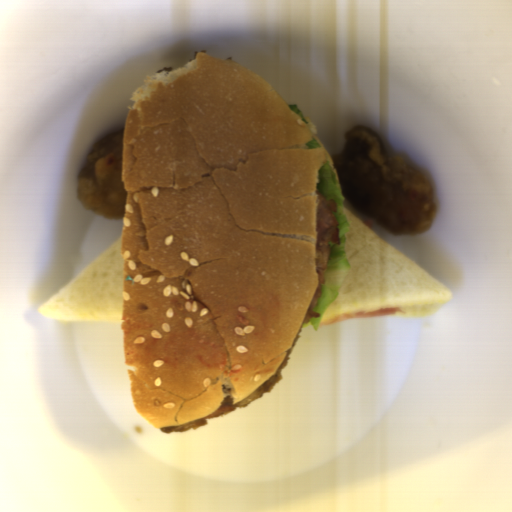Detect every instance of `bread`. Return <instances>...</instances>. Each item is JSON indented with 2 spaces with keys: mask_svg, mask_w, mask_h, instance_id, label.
Masks as SVG:
<instances>
[{
  "mask_svg": "<svg viewBox=\"0 0 512 512\" xmlns=\"http://www.w3.org/2000/svg\"><path fill=\"white\" fill-rule=\"evenodd\" d=\"M306 120L243 64L201 51L135 91L121 336L133 407L160 429L255 392L303 326L320 285L326 162L338 181ZM314 137L322 147L308 149Z\"/></svg>",
  "mask_w": 512,
  "mask_h": 512,
  "instance_id": "obj_1",
  "label": "bread"
},
{
  "mask_svg": "<svg viewBox=\"0 0 512 512\" xmlns=\"http://www.w3.org/2000/svg\"><path fill=\"white\" fill-rule=\"evenodd\" d=\"M344 215L349 223L345 248L350 267L337 298L320 322L387 308H397L395 316L432 314L450 299V289L419 264L345 207Z\"/></svg>",
  "mask_w": 512,
  "mask_h": 512,
  "instance_id": "obj_2",
  "label": "bread"
},
{
  "mask_svg": "<svg viewBox=\"0 0 512 512\" xmlns=\"http://www.w3.org/2000/svg\"><path fill=\"white\" fill-rule=\"evenodd\" d=\"M122 240L123 236L36 311L61 322L122 323Z\"/></svg>",
  "mask_w": 512,
  "mask_h": 512,
  "instance_id": "obj_3",
  "label": "bread"
}]
</instances>
